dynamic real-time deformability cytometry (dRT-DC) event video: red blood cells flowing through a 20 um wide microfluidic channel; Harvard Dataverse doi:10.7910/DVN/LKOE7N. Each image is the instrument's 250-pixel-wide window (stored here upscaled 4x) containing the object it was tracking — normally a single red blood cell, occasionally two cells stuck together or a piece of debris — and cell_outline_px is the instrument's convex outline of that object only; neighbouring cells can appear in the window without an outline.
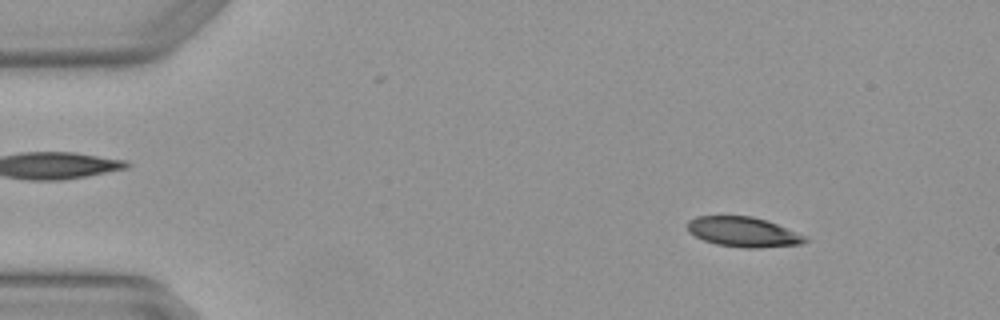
{"species": "Egyptian fruit bat (a non-hibernating species)", "species_latin": "Rousettus aegyptiacus", "temperature_condition": "warm", "stored_images_in_passage": 3, "camera_frame_rate_fps": 3000, "um_per_image_px": 0.085, "animal": {"sex": "female"}, "frame": {"image": 1, "passage_image": 1, "time_ms": 0.0, "image_size_px": [1000, 320], "cell_outline_px": [[808, 240], [800, 244], [760, 248], [744, 248], [716, 244], [704, 240], [688, 232], [688, 220], [696, 216], [752, 216], [776, 224], [808, 236]], "centroid_in_image_um": [63.18, 19.72], "position_along_channel_um": 21.8, "area_um2": 20.46}}